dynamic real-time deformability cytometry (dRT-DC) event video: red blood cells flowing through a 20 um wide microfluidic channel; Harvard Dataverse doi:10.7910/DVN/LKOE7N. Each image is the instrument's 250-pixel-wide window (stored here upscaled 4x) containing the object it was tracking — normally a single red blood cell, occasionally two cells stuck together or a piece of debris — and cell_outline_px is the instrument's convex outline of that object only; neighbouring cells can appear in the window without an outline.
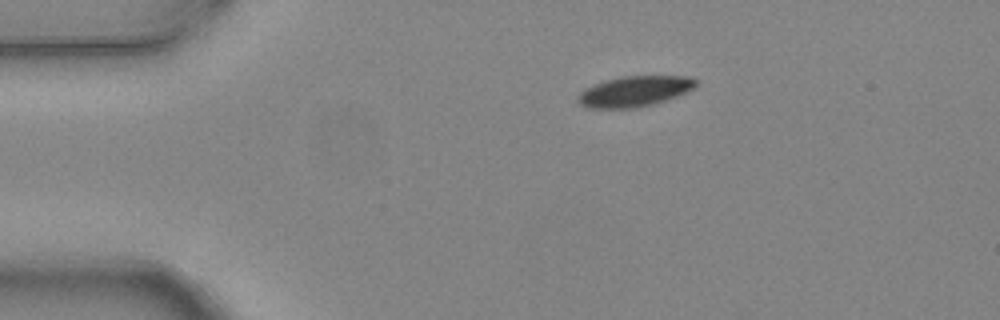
{"species": "common noctule bat (a hibernating species)", "species_latin": "Nyctalus noctula", "temperature_condition": "warm", "stored_images_in_passage": 4, "camera_frame_rate_fps": 3000, "um_per_image_px": 0.085, "animal": {"sex": "female", "body_mass_g": 24.6, "forearm_length_mm": 56.2}, "frame": {"image": 1, "passage_image": 1, "time_ms": 0.0, "image_size_px": [1000, 320], "cell_outline_px": [[696, 84], [692, 88], [676, 96], [652, 104], [636, 108], [588, 108], [580, 104], [576, 100], [576, 96], [584, 88], [604, 80], [620, 76], [692, 76], [696, 80]], "centroid_in_image_um": [53.86, 7.75], "position_along_channel_um": 31.1, "area_um2": 20.98}}
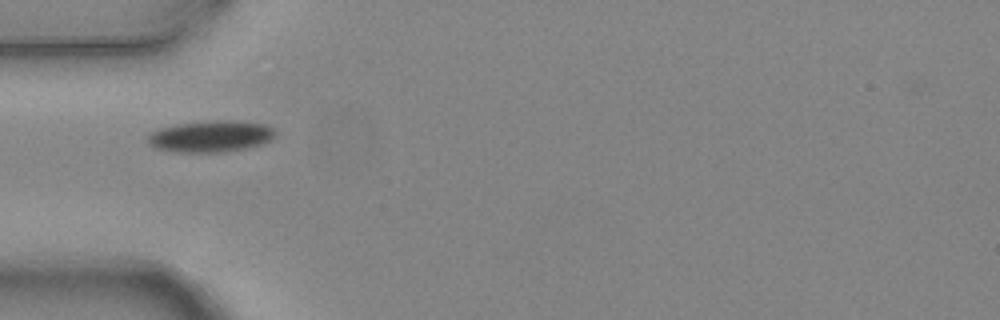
{"frame": {"image": 2, "passage_image": 3, "time_ms": 0.667, "image_size_px": [1000, 320], "cell_outline_px": [[276, 136], [272, 140], [260, 144], [244, 148], [224, 152], [172, 152], [156, 148], [148, 144], [148, 132], [160, 128], [176, 124], [216, 120], [236, 120], [268, 124], [276, 132]], "centroid_in_image_um": [17.91, 11.58], "position_along_channel_um": 67.1, "area_um2": 23.7}}
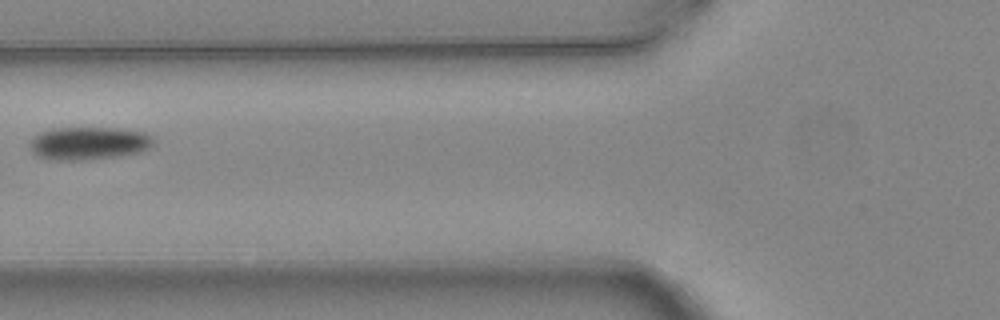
{"frame": {"image": 3, "passage_image": 4, "time_ms": 1.0, "image_size_px": [1000, 320], "cell_outline_px": [[156, 144], [140, 152], [120, 156], [76, 160], [52, 160], [36, 156], [32, 152], [28, 144], [40, 132], [56, 128], [116, 128], [144, 132], [152, 136]], "centroid_in_image_um": [7.55, 12.18], "position_along_channel_um": 118.2, "area_um2": 23.76}}